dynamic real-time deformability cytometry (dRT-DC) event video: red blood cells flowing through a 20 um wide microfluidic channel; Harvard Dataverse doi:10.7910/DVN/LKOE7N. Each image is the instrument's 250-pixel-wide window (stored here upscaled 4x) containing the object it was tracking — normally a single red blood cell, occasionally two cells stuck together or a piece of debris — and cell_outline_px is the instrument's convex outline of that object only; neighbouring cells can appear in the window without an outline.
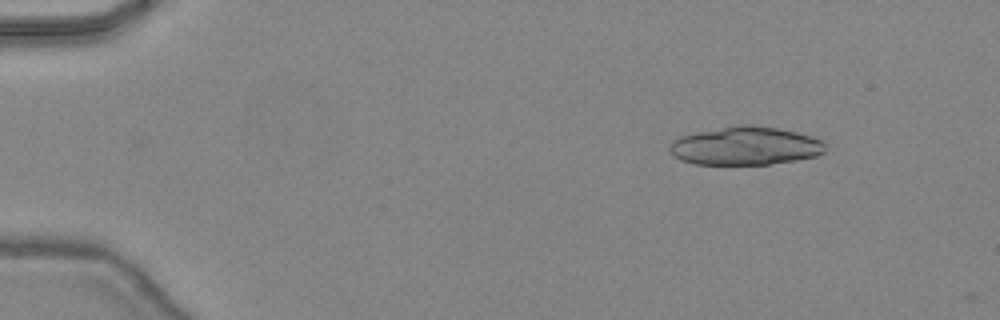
{"species": "common noctule bat (a hibernating species)", "species_latin": "Nyctalus noctula", "temperature_condition": "warm", "stored_images_in_passage": 9, "camera_frame_rate_fps": 3000, "um_per_image_px": 0.085, "animal": {"sex": "female", "body_mass_g": 24.6, "forearm_length_mm": 56.2}, "frame": {"image": 1, "passage_image": 1, "time_ms": 0.0, "image_size_px": [1000, 320], "cell_outline_px": [[824, 152], [816, 156], [796, 160], [768, 164], [696, 164], [680, 160], [668, 148], [672, 140], [680, 136], [696, 132], [736, 124], [752, 124], [776, 128], [796, 132], [812, 136], [820, 140], [824, 144]], "centroid_in_image_um": [63.33, 12.39], "position_along_channel_um": 21.7, "area_um2": 34.74}}